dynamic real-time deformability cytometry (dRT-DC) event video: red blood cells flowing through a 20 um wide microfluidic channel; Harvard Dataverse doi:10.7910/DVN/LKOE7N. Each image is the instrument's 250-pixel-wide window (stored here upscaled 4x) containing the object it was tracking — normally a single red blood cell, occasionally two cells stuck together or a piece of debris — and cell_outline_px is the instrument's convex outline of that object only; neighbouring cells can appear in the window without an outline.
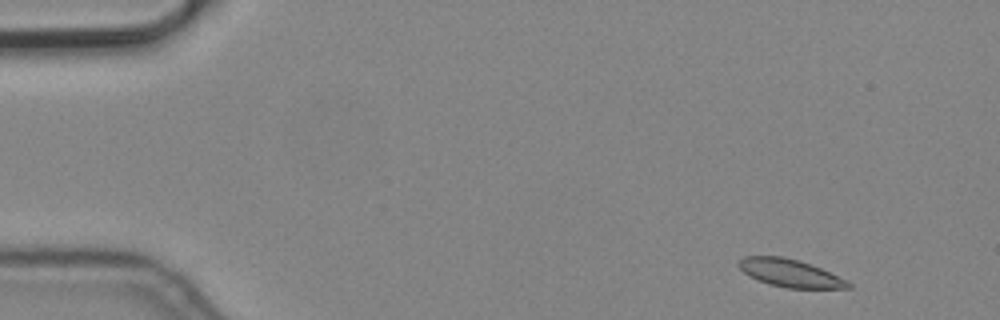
{"species": "common noctule bat (a hibernating species)", "species_latin": "Nyctalus noctula", "temperature_condition": "cold", "stored_images_in_passage": 5, "camera_frame_rate_fps": 3000, "um_per_image_px": 0.085, "animal": {"sex": "male", "body_mass_g": 19.2, "forearm_length_mm": 51.8}, "frame": {"image": 1, "passage_image": 1, "time_ms": 0.0, "image_size_px": [1000, 320], "cell_outline_px": [[852, 288], [788, 288], [768, 284], [744, 272], [736, 264], [744, 256], [784, 256], [800, 260], [820, 268], [848, 280], [852, 284]], "centroid_in_image_um": [67.19, 23.2], "position_along_channel_um": 17.8, "area_um2": 17.63}}